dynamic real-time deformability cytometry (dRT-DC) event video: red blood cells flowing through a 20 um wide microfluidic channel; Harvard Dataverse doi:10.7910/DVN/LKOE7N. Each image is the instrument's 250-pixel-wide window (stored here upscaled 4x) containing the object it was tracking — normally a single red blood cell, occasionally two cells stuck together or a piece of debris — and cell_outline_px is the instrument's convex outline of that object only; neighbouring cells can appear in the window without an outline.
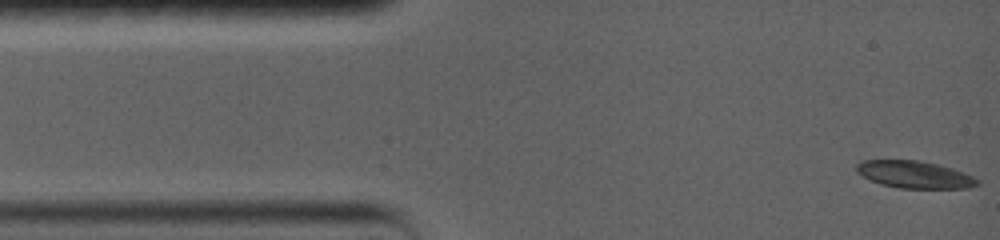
{"species": "common noctule bat (a hibernating species)", "species_latin": "Nyctalus noctula", "temperature_condition": "warm", "stored_images_in_passage": 47, "camera_frame_rate_fps": 5000, "um_per_image_px": 0.085, "animal": {"sex": "female", "body_mass_g": 19.0, "forearm_length_mm": 56.7}, "frame": {"image": 1, "passage_image": 1, "time_ms": 0.0, "image_size_px": [1000, 240], "cell_outline_px": [[980, 184], [968, 188], [900, 188], [880, 184], [856, 172], [856, 164], [860, 160], [920, 160], [952, 168], [972, 176], [980, 180]], "centroid_in_image_um": [77.73, 14.83], "position_along_channel_um": 7.3, "area_um2": 19.13}}
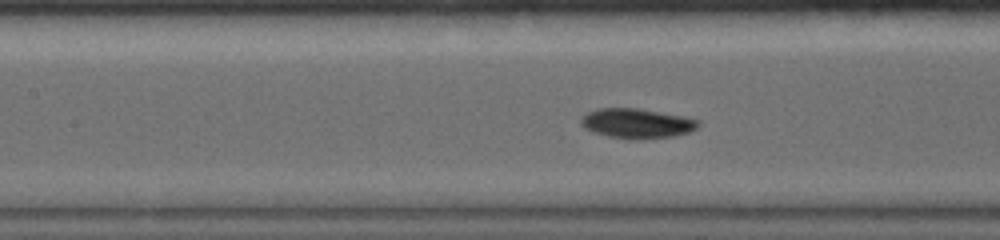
{"frame": {"image": 2, "passage_image": 27, "time_ms": 6.0, "image_size_px": [1000, 240], "cell_outline_px": [[700, 124], [696, 128], [688, 132], [672, 136], [632, 140], [628, 140], [608, 136], [592, 132], [584, 128], [580, 124], [580, 120], [588, 112], [600, 108], [636, 108], [684, 116], [700, 120]], "centroid_in_image_um": [54.11, 10.49], "position_along_channel_um": 153.3, "area_um2": 20.35}}
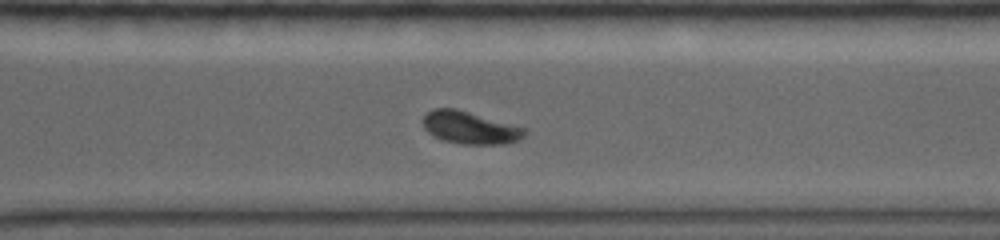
{"frame": {"image": 3, "passage_image": 47, "time_ms": 10.8, "image_size_px": [1000, 240], "cell_outline_px": [[528, 132], [520, 140], [504, 144], [460, 144], [440, 140], [428, 132], [424, 128], [424, 116], [432, 108], [456, 108], [524, 128]], "centroid_in_image_um": [39.94, 10.86], "position_along_channel_um": 330.7, "area_um2": 19.19}}